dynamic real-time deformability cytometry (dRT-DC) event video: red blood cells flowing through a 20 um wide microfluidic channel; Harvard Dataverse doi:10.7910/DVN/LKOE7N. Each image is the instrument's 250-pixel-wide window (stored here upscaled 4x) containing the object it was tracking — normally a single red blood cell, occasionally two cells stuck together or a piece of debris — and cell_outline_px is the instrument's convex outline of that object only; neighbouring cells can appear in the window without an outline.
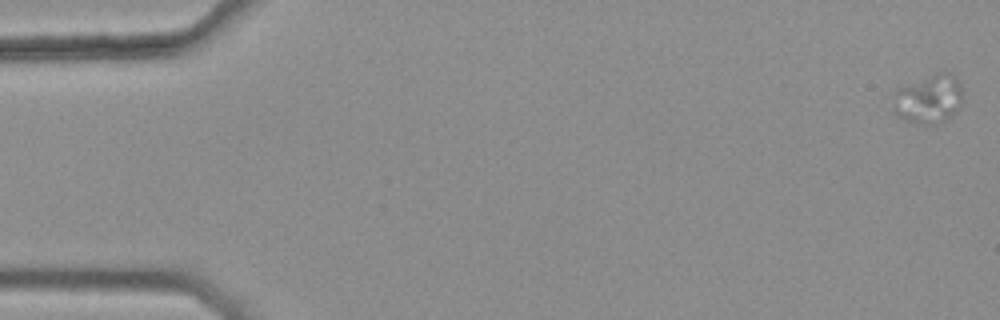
{"species": "common noctule bat (a hibernating species)", "species_latin": "Nyctalus noctula", "temperature_condition": "warm", "stored_images_in_passage": 6, "camera_frame_rate_fps": 3000, "um_per_image_px": 0.085, "animal": {"sex": "female", "body_mass_g": 25.1}, "frame": {"image": 1, "passage_image": 1, "time_ms": 0.0, "image_size_px": [1000, 320], "cell_outline_px": [[964, 92], [960, 108], [944, 120], [928, 124], [920, 124], [904, 120], [896, 116], [892, 108], [892, 92], [900, 88], [936, 72], [948, 72], [960, 84]], "centroid_in_image_um": [78.91, 8.42], "position_along_channel_um": 6.1, "area_um2": 19.94}}
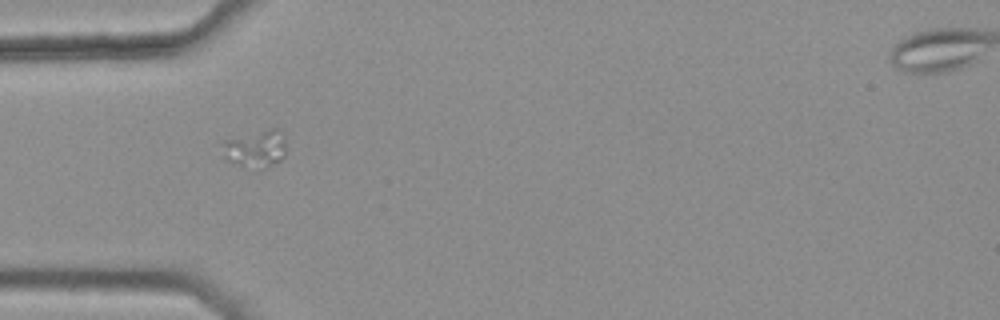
{"frame": {"image": 2, "passage_image": 5, "time_ms": 1.333, "image_size_px": [1000, 320], "cell_outline_px": [[284, 156], [280, 160], [264, 168], [240, 164], [228, 160], [224, 156], [216, 144], [224, 140], [272, 128], [280, 128], [284, 140]], "centroid_in_image_um": [21.67, 12.6], "position_along_channel_um": 63.3, "area_um2": 13.64}}